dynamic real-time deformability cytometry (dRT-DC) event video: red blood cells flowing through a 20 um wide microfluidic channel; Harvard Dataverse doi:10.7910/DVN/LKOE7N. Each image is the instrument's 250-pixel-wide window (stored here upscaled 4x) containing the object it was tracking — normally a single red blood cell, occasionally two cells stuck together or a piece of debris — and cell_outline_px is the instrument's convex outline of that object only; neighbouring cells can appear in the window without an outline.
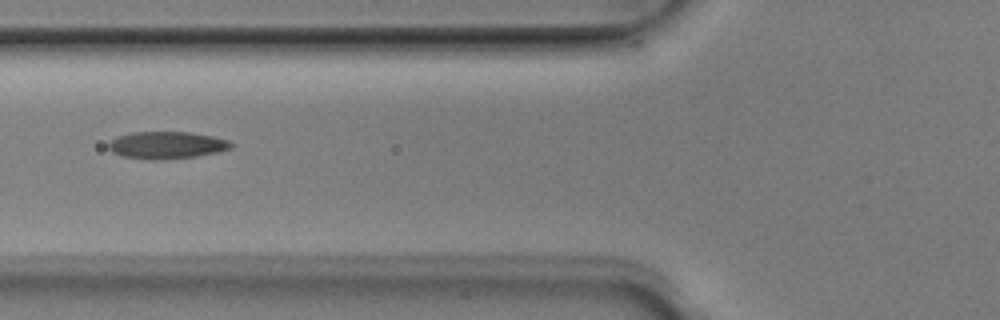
{"species": "Egyptian fruit bat (a non-hibernating species)", "species_latin": "Rousettus aegyptiacus", "temperature_condition": "room temperature", "stored_images_in_passage": 6, "camera_frame_rate_fps": 3000, "um_per_image_px": 0.085, "animal": {"sex": "male"}, "frame": {"image": 1, "passage_image": 6, "time_ms": 1.667, "image_size_px": [1000, 320], "cell_outline_px": [[232, 148], [220, 152], [196, 156], [164, 160], [148, 160], [124, 156], [112, 152], [108, 148], [108, 144], [116, 136], [132, 132], [192, 132], [212, 136], [228, 140], [232, 144]], "centroid_in_image_um": [14.17, 12.34], "position_along_channel_um": 111.6, "area_um2": 19.59}}